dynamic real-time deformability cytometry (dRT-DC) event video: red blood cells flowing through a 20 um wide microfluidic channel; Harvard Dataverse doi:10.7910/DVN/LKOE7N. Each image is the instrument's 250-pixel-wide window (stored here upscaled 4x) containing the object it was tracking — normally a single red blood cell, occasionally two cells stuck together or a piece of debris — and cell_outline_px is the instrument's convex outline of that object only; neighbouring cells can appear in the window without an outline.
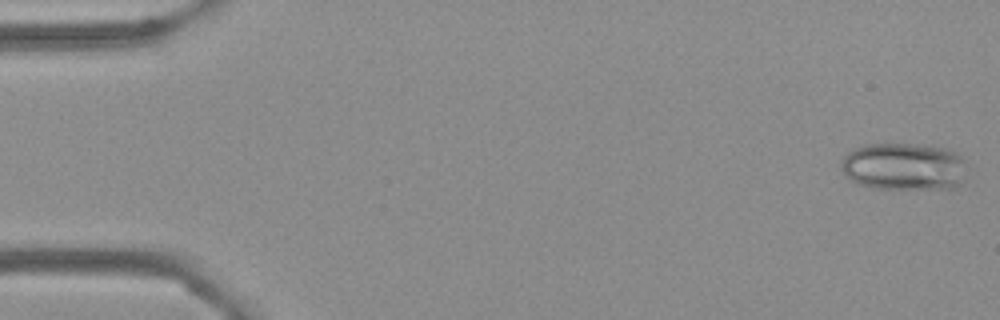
{"species": "Egyptian fruit bat (a non-hibernating species)", "species_latin": "Rousettus aegyptiacus", "temperature_condition": "cold", "stored_images_in_passage": 55, "camera_frame_rate_fps": 3000, "um_per_image_px": 0.085, "frame": {"image": 1, "passage_image": 1, "time_ms": 0.0, "image_size_px": [1000, 320], "cell_outline_px": [[964, 180], [956, 188], [876, 188], [856, 184], [840, 168], [840, 164], [844, 156], [848, 152], [864, 144], [924, 144], [944, 148], [956, 152], [964, 160]], "centroid_in_image_um": [76.83, 14.15], "position_along_channel_um": 8.2, "area_um2": 34.8}}
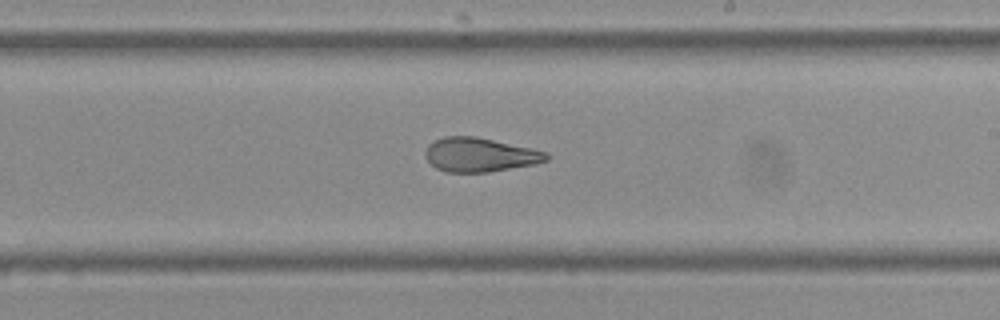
{"frame": {"image": 2, "passage_image": 32, "time_ms": 10.333, "image_size_px": [1000, 320], "cell_outline_px": [[552, 156], [548, 160], [532, 164], [488, 172], [444, 172], [436, 168], [424, 156], [424, 152], [428, 144], [444, 136], [476, 136], [532, 148], [548, 152]], "centroid_in_image_um": [40.78, 13.15], "position_along_channel_um": 248.2, "area_um2": 24.1}}
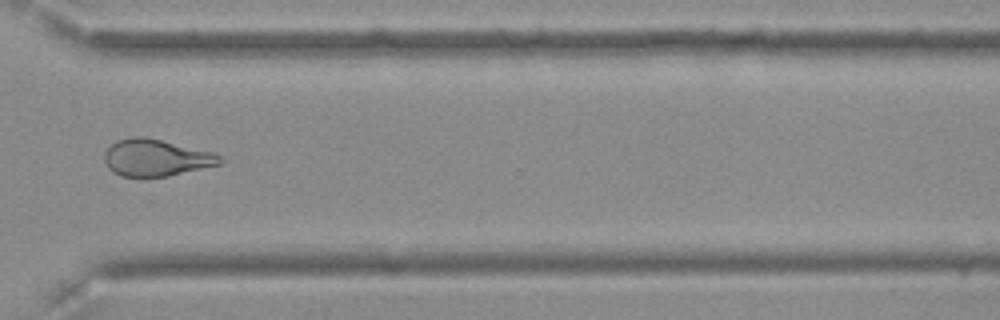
{"frame": {"image": 3, "passage_image": 41, "time_ms": 13.333, "image_size_px": [1000, 320], "cell_outline_px": [[224, 160], [220, 164], [168, 176], [120, 176], [112, 172], [108, 168], [104, 160], [104, 152], [116, 140], [132, 136], [144, 136], [216, 152]], "centroid_in_image_um": [13.26, 13.39], "position_along_channel_um": 357.3, "area_um2": 24.97}, "authors_computed_cell_mechanics": {"area_um2": 26.4146, "velocity_mm_per_s": 3.6359, "shape_relaxation_time_tau1_ms": null, "shape_relaxation_time_tau2_ms": 1.9107, "deformation_change_tau1": null, "deformation_change_tau2": 0.0888}}